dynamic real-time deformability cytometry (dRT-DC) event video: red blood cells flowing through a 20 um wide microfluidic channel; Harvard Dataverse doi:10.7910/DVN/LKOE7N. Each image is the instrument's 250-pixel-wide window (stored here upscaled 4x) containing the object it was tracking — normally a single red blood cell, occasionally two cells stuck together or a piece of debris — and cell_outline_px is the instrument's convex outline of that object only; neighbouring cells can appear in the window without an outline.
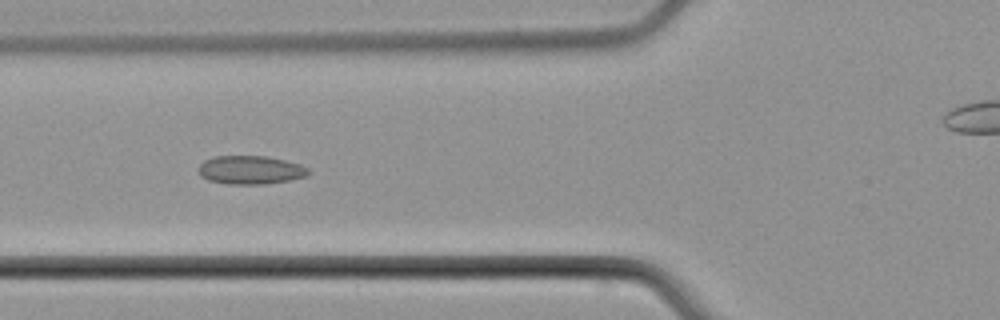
{"species": "common noctule bat (a hibernating species)", "species_latin": "Nyctalus noctula", "temperature_condition": "cold", "stored_images_in_passage": 6, "camera_frame_rate_fps": 3000, "um_per_image_px": 0.085, "animal": {"sex": "male", "body_mass_g": 21.5, "forearm_length_mm": 52.0}, "frame": {"image": 1, "passage_image": 4, "time_ms": 4.0, "image_size_px": [1000, 320], "cell_outline_px": [[312, 172], [308, 176], [288, 180], [264, 184], [228, 184], [208, 180], [200, 176], [200, 164], [204, 160], [216, 156], [264, 156], [284, 160], [300, 164], [308, 168]], "centroid_in_image_um": [21.32, 14.45], "position_along_channel_um": 104.5, "area_um2": 18.21}}
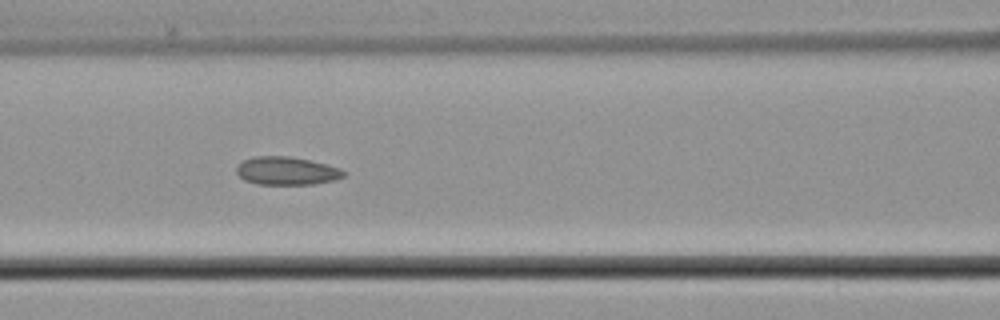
{"frame": {"image": 2, "passage_image": 5, "time_ms": 5.0, "image_size_px": [1000, 320], "cell_outline_px": [[348, 172], [344, 176], [336, 180], [312, 184], [256, 184], [244, 180], [236, 172], [236, 168], [244, 160], [252, 156], [288, 156], [308, 160], [340, 168]], "centroid_in_image_um": [24.37, 14.53], "position_along_channel_um": 142.2, "area_um2": 17.51}}
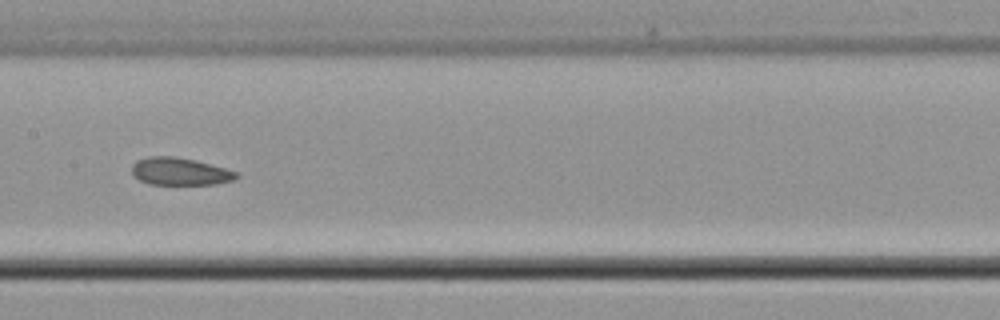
{"frame": {"image": 3, "passage_image": 6, "time_ms": 6.333, "image_size_px": [1000, 320], "cell_outline_px": [[240, 176], [232, 180], [216, 184], [148, 184], [132, 176], [132, 164], [136, 160], [148, 156], [176, 156], [224, 168], [236, 172]], "centroid_in_image_um": [15.23, 14.57], "position_along_channel_um": 192.2, "area_um2": 16.65}}